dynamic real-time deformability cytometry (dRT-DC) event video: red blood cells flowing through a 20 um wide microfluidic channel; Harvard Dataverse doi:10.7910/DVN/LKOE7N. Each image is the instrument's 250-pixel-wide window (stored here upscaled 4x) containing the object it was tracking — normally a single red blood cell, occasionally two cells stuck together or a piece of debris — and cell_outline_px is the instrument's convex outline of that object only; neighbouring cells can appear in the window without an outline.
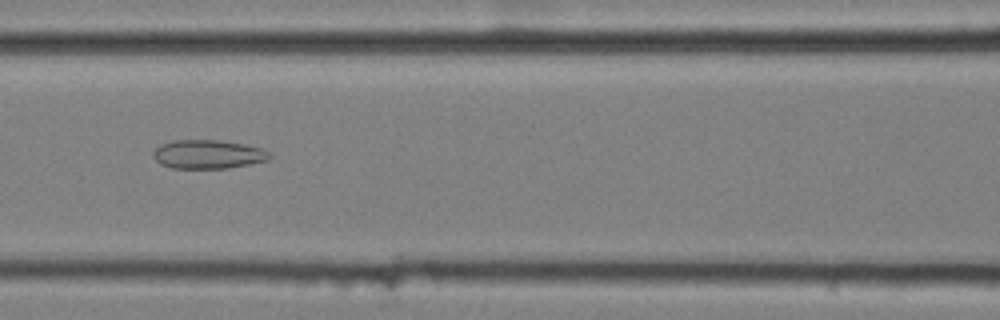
{"species": "common noctule bat (a hibernating species)", "species_latin": "Nyctalus noctula", "temperature_condition": "cold", "stored_images_in_passage": 8, "camera_frame_rate_fps": 3000, "um_per_image_px": 0.085, "animal": {"sex": "female", "body_mass_g": 25.1}, "frame": {"image": 1, "passage_image": 7, "time_ms": 2.0, "image_size_px": [1000, 320], "cell_outline_px": [[272, 156], [268, 160], [228, 168], [172, 168], [160, 164], [152, 156], [152, 152], [160, 144], [172, 140], [220, 140], [244, 144], [264, 148]], "centroid_in_image_um": [17.67, 13.11], "position_along_channel_um": 148.9, "area_um2": 19.65}}
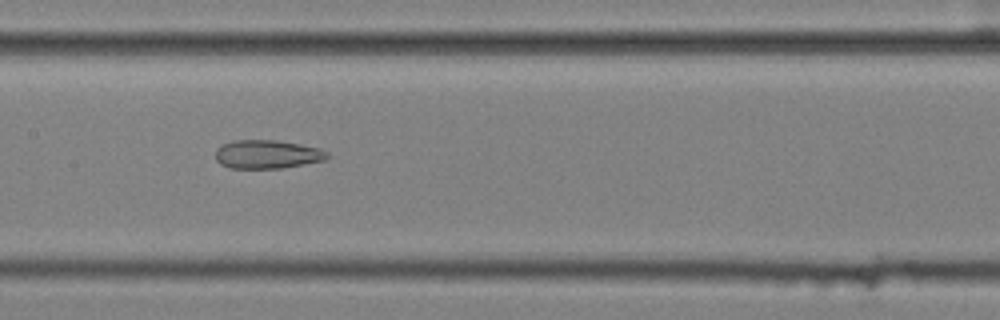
{"frame": {"image": 2, "passage_image": 8, "time_ms": 2.333, "image_size_px": [1000, 320], "cell_outline_px": [[328, 156], [324, 160], [280, 168], [232, 168], [220, 164], [216, 160], [216, 148], [232, 140], [276, 140], [300, 144], [320, 148], [328, 152]], "centroid_in_image_um": [22.69, 13.1], "position_along_channel_um": 184.7, "area_um2": 18.5}}